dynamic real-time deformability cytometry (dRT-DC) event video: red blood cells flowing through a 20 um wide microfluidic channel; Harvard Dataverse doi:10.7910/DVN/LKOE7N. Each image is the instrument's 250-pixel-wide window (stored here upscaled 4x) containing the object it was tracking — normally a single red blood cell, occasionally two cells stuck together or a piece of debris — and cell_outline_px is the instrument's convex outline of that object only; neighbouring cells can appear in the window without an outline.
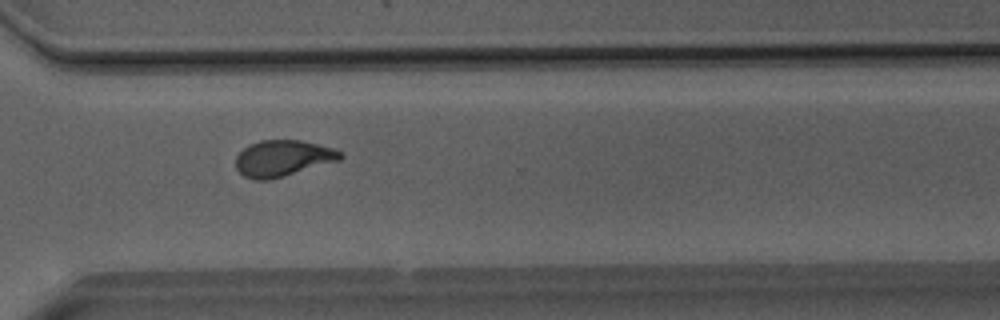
{"species": "Egyptian fruit bat (a non-hibernating species)", "species_latin": "Rousettus aegyptiacus", "temperature_condition": "room temperature", "stored_images_in_passage": 29, "camera_frame_rate_fps": 3000, "um_per_image_px": 0.085, "animal": {"sex": "male"}, "frame": {"image": 1, "passage_image": 21, "time_ms": 6.667, "image_size_px": [1000, 320], "cell_outline_px": [[344, 156], [340, 160], [284, 176], [268, 180], [256, 180], [244, 176], [236, 168], [236, 156], [244, 148], [260, 140], [300, 140], [332, 148], [340, 152]], "centroid_in_image_um": [24.03, 13.46], "position_along_channel_um": 346.6, "area_um2": 21.79}}